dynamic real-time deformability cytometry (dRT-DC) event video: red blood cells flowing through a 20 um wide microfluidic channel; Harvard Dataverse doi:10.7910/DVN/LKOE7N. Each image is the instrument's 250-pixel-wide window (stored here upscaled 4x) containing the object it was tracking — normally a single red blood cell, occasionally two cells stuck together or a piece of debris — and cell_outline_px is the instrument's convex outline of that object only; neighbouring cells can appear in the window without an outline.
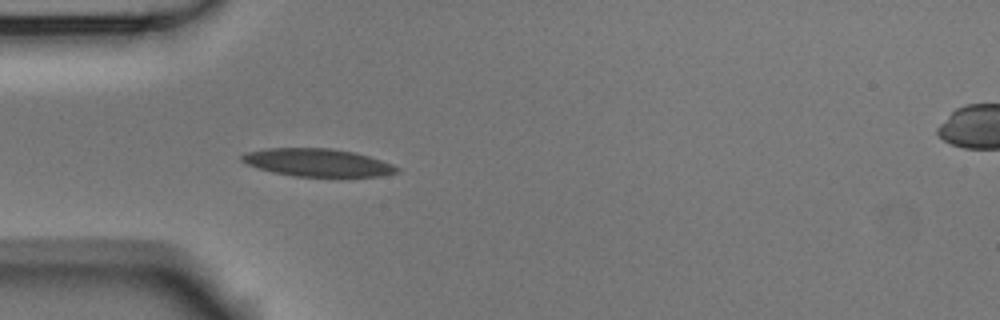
{"species": "Egyptian fruit bat (a non-hibernating species)", "species_latin": "Rousettus aegyptiacus", "temperature_condition": "room temperature", "stored_images_in_passage": 2, "segment_of_instrument_passage": [1, 2], "camera_frame_rate_fps": 3000, "um_per_image_px": 0.085, "animal": {"sex": "male"}, "frame": {"image": 1, "passage_image": 1, "time_ms": 0.0, "image_size_px": [1000, 320], "cell_outline_px": [[400, 172], [380, 176], [296, 176], [272, 172], [248, 164], [240, 160], [240, 156], [244, 152], [264, 148], [332, 148], [356, 152], [392, 164], [400, 168]], "centroid_in_image_um": [26.98, 13.8], "position_along_channel_um": 58.0, "area_um2": 25.09}}